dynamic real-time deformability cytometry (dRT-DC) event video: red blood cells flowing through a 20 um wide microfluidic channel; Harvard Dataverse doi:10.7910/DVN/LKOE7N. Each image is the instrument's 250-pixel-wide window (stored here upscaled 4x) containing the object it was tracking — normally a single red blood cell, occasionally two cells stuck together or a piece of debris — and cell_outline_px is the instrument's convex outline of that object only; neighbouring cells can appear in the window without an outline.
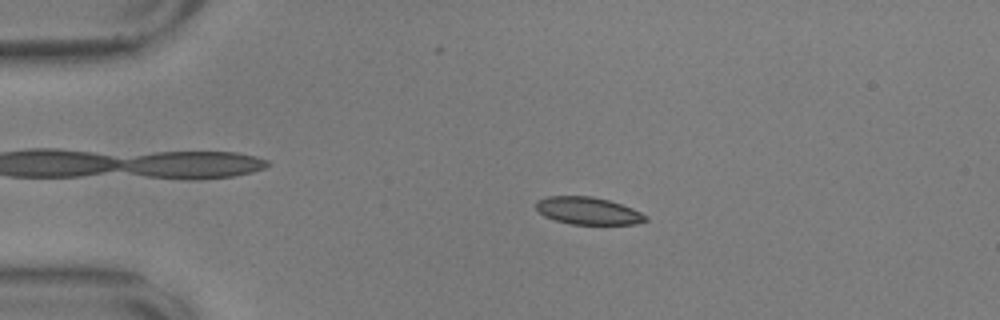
{"species": "common noctule bat (a hibernating species)", "species_latin": "Nyctalus noctula", "temperature_condition": "warm", "stored_images_in_passage": 56, "camera_frame_rate_fps": 3000, "um_per_image_px": 0.085, "animal": {"sex": "male", "body_mass_g": 17.9, "forearm_length_mm": 54.2}, "frame": {"image": 1, "passage_image": 12, "time_ms": 3.667, "image_size_px": [1000, 320], "cell_outline_px": [[648, 220], [636, 224], [572, 224], [556, 220], [544, 216], [536, 208], [536, 200], [548, 196], [592, 196], [608, 200], [632, 208], [648, 216]], "centroid_in_image_um": [49.99, 17.91], "position_along_channel_um": 35.0, "area_um2": 17.4}}
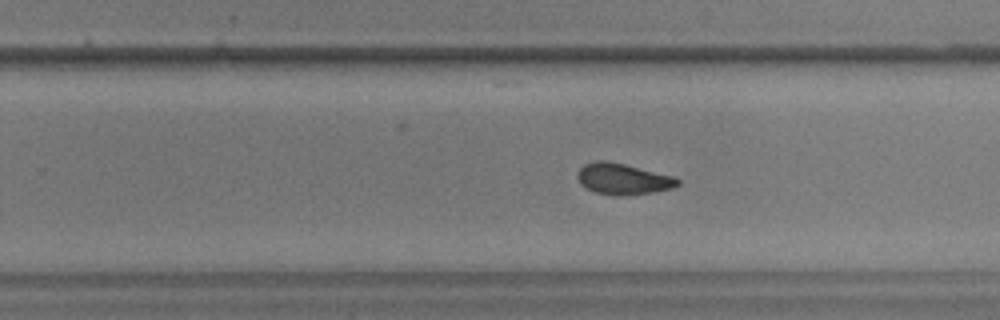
{"frame": {"image": 2, "passage_image": 36, "time_ms": 11.667, "image_size_px": [1000, 320], "cell_outline_px": [[680, 184], [672, 188], [652, 192], [596, 192], [580, 184], [576, 176], [580, 168], [584, 164], [596, 160], [604, 160], [624, 164], [672, 176], [680, 180]], "centroid_in_image_um": [52.93, 15.15], "position_along_channel_um": 276.9, "area_um2": 17.11}}
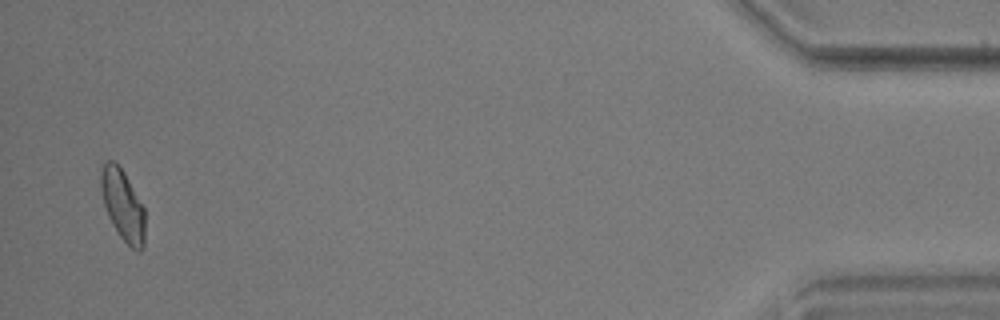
{"frame": {"image": 3, "passage_image": 55, "time_ms": 18.0, "image_size_px": [1000, 320], "cell_outline_px": [[144, 248], [140, 252], [136, 252], [120, 236], [112, 224], [108, 216], [104, 204], [100, 188], [100, 172], [104, 160], [116, 160], [124, 172], [144, 208]], "centroid_in_image_um": [10.42, 17.41], "position_along_channel_um": 424.8, "area_um2": 18.38}, "authors_computed_cell_mechanics": {"area_um2": 17.918, "velocity_mm_per_s": 3.5825, "shape_relaxation_time_tau1_ms": 5.6366, "shape_relaxation_time_tau2_ms": 1.6115, "deformation_change_tau1": 0.1639, "deformation_change_tau2": 0.0669}}